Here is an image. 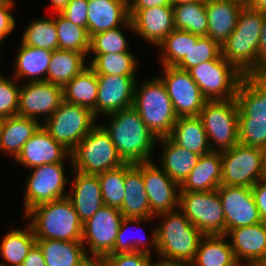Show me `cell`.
<instances>
[{
	"instance_id": "1",
	"label": "cell",
	"mask_w": 266,
	"mask_h": 266,
	"mask_svg": "<svg viewBox=\"0 0 266 266\" xmlns=\"http://www.w3.org/2000/svg\"><path fill=\"white\" fill-rule=\"evenodd\" d=\"M158 216L164 223L154 228L151 243L161 257L159 262L189 266L203 234L181 211H168Z\"/></svg>"
},
{
	"instance_id": "2",
	"label": "cell",
	"mask_w": 266,
	"mask_h": 266,
	"mask_svg": "<svg viewBox=\"0 0 266 266\" xmlns=\"http://www.w3.org/2000/svg\"><path fill=\"white\" fill-rule=\"evenodd\" d=\"M235 98L239 143L266 151V75L243 76Z\"/></svg>"
},
{
	"instance_id": "3",
	"label": "cell",
	"mask_w": 266,
	"mask_h": 266,
	"mask_svg": "<svg viewBox=\"0 0 266 266\" xmlns=\"http://www.w3.org/2000/svg\"><path fill=\"white\" fill-rule=\"evenodd\" d=\"M107 116L110 117V123L102 126L110 135L122 160L131 164L151 161L158 138L143 122L138 111L131 106Z\"/></svg>"
},
{
	"instance_id": "4",
	"label": "cell",
	"mask_w": 266,
	"mask_h": 266,
	"mask_svg": "<svg viewBox=\"0 0 266 266\" xmlns=\"http://www.w3.org/2000/svg\"><path fill=\"white\" fill-rule=\"evenodd\" d=\"M264 15L246 4L234 31L221 45L222 57L243 76L257 75V52Z\"/></svg>"
},
{
	"instance_id": "5",
	"label": "cell",
	"mask_w": 266,
	"mask_h": 266,
	"mask_svg": "<svg viewBox=\"0 0 266 266\" xmlns=\"http://www.w3.org/2000/svg\"><path fill=\"white\" fill-rule=\"evenodd\" d=\"M36 239L82 241L83 223L68 197L32 207L25 214Z\"/></svg>"
},
{
	"instance_id": "6",
	"label": "cell",
	"mask_w": 266,
	"mask_h": 266,
	"mask_svg": "<svg viewBox=\"0 0 266 266\" xmlns=\"http://www.w3.org/2000/svg\"><path fill=\"white\" fill-rule=\"evenodd\" d=\"M144 82L139 87L135 86L132 106L157 138L168 137L178 116L165 85L158 76Z\"/></svg>"
},
{
	"instance_id": "7",
	"label": "cell",
	"mask_w": 266,
	"mask_h": 266,
	"mask_svg": "<svg viewBox=\"0 0 266 266\" xmlns=\"http://www.w3.org/2000/svg\"><path fill=\"white\" fill-rule=\"evenodd\" d=\"M70 155L73 170L84 174L97 175L125 164L110 135L100 124L76 145Z\"/></svg>"
},
{
	"instance_id": "8",
	"label": "cell",
	"mask_w": 266,
	"mask_h": 266,
	"mask_svg": "<svg viewBox=\"0 0 266 266\" xmlns=\"http://www.w3.org/2000/svg\"><path fill=\"white\" fill-rule=\"evenodd\" d=\"M221 185L251 188L266 179V151L238 143L221 152Z\"/></svg>"
},
{
	"instance_id": "9",
	"label": "cell",
	"mask_w": 266,
	"mask_h": 266,
	"mask_svg": "<svg viewBox=\"0 0 266 266\" xmlns=\"http://www.w3.org/2000/svg\"><path fill=\"white\" fill-rule=\"evenodd\" d=\"M239 107L236 98L207 100L198 115L212 151H225L239 143ZM213 142L217 145L216 149Z\"/></svg>"
},
{
	"instance_id": "10",
	"label": "cell",
	"mask_w": 266,
	"mask_h": 266,
	"mask_svg": "<svg viewBox=\"0 0 266 266\" xmlns=\"http://www.w3.org/2000/svg\"><path fill=\"white\" fill-rule=\"evenodd\" d=\"M93 111L62 101L59 108L42 124V127L58 143L70 152L96 126Z\"/></svg>"
},
{
	"instance_id": "11",
	"label": "cell",
	"mask_w": 266,
	"mask_h": 266,
	"mask_svg": "<svg viewBox=\"0 0 266 266\" xmlns=\"http://www.w3.org/2000/svg\"><path fill=\"white\" fill-rule=\"evenodd\" d=\"M179 193L178 207L203 235L226 234L225 215L217 189Z\"/></svg>"
},
{
	"instance_id": "12",
	"label": "cell",
	"mask_w": 266,
	"mask_h": 266,
	"mask_svg": "<svg viewBox=\"0 0 266 266\" xmlns=\"http://www.w3.org/2000/svg\"><path fill=\"white\" fill-rule=\"evenodd\" d=\"M207 100H228L236 96L243 75L222 56L188 70Z\"/></svg>"
},
{
	"instance_id": "13",
	"label": "cell",
	"mask_w": 266,
	"mask_h": 266,
	"mask_svg": "<svg viewBox=\"0 0 266 266\" xmlns=\"http://www.w3.org/2000/svg\"><path fill=\"white\" fill-rule=\"evenodd\" d=\"M123 218L118 208L104 205L83 223L82 243L87 256L105 257L114 250ZM86 245L91 255L87 252Z\"/></svg>"
},
{
	"instance_id": "14",
	"label": "cell",
	"mask_w": 266,
	"mask_h": 266,
	"mask_svg": "<svg viewBox=\"0 0 266 266\" xmlns=\"http://www.w3.org/2000/svg\"><path fill=\"white\" fill-rule=\"evenodd\" d=\"M31 169L33 171L28 176L23 199L25 213L36 205L68 196L63 193L68 182L63 162L43 164Z\"/></svg>"
},
{
	"instance_id": "15",
	"label": "cell",
	"mask_w": 266,
	"mask_h": 266,
	"mask_svg": "<svg viewBox=\"0 0 266 266\" xmlns=\"http://www.w3.org/2000/svg\"><path fill=\"white\" fill-rule=\"evenodd\" d=\"M163 68L164 75L159 78L165 85L176 115L198 116L207 99L189 72L176 66H163Z\"/></svg>"
},
{
	"instance_id": "16",
	"label": "cell",
	"mask_w": 266,
	"mask_h": 266,
	"mask_svg": "<svg viewBox=\"0 0 266 266\" xmlns=\"http://www.w3.org/2000/svg\"><path fill=\"white\" fill-rule=\"evenodd\" d=\"M217 191L225 215L226 233L233 228L262 222L251 188L220 185Z\"/></svg>"
},
{
	"instance_id": "17",
	"label": "cell",
	"mask_w": 266,
	"mask_h": 266,
	"mask_svg": "<svg viewBox=\"0 0 266 266\" xmlns=\"http://www.w3.org/2000/svg\"><path fill=\"white\" fill-rule=\"evenodd\" d=\"M142 178L145 185L151 213L158 214L174 211L179 206L180 185L153 161L142 162Z\"/></svg>"
},
{
	"instance_id": "18",
	"label": "cell",
	"mask_w": 266,
	"mask_h": 266,
	"mask_svg": "<svg viewBox=\"0 0 266 266\" xmlns=\"http://www.w3.org/2000/svg\"><path fill=\"white\" fill-rule=\"evenodd\" d=\"M63 101V87L48 81L28 82L20 87L18 116L49 118Z\"/></svg>"
},
{
	"instance_id": "19",
	"label": "cell",
	"mask_w": 266,
	"mask_h": 266,
	"mask_svg": "<svg viewBox=\"0 0 266 266\" xmlns=\"http://www.w3.org/2000/svg\"><path fill=\"white\" fill-rule=\"evenodd\" d=\"M97 78L96 118L101 113L107 116L133 105L135 76L97 75Z\"/></svg>"
},
{
	"instance_id": "20",
	"label": "cell",
	"mask_w": 266,
	"mask_h": 266,
	"mask_svg": "<svg viewBox=\"0 0 266 266\" xmlns=\"http://www.w3.org/2000/svg\"><path fill=\"white\" fill-rule=\"evenodd\" d=\"M133 32L156 47L175 28L172 5L147 9H129Z\"/></svg>"
},
{
	"instance_id": "21",
	"label": "cell",
	"mask_w": 266,
	"mask_h": 266,
	"mask_svg": "<svg viewBox=\"0 0 266 266\" xmlns=\"http://www.w3.org/2000/svg\"><path fill=\"white\" fill-rule=\"evenodd\" d=\"M225 235L240 266L255 265L266 256V222L233 228Z\"/></svg>"
},
{
	"instance_id": "22",
	"label": "cell",
	"mask_w": 266,
	"mask_h": 266,
	"mask_svg": "<svg viewBox=\"0 0 266 266\" xmlns=\"http://www.w3.org/2000/svg\"><path fill=\"white\" fill-rule=\"evenodd\" d=\"M70 154L68 149L55 141L41 126L24 144L15 161L25 167L34 168L43 164L64 162L66 156L71 158Z\"/></svg>"
},
{
	"instance_id": "23",
	"label": "cell",
	"mask_w": 266,
	"mask_h": 266,
	"mask_svg": "<svg viewBox=\"0 0 266 266\" xmlns=\"http://www.w3.org/2000/svg\"><path fill=\"white\" fill-rule=\"evenodd\" d=\"M132 29L128 0H88L87 32L92 35L117 28Z\"/></svg>"
},
{
	"instance_id": "24",
	"label": "cell",
	"mask_w": 266,
	"mask_h": 266,
	"mask_svg": "<svg viewBox=\"0 0 266 266\" xmlns=\"http://www.w3.org/2000/svg\"><path fill=\"white\" fill-rule=\"evenodd\" d=\"M73 172L72 191L67 193V197L71 200L79 220L85 223L104 206L100 183L97 175L76 170Z\"/></svg>"
},
{
	"instance_id": "25",
	"label": "cell",
	"mask_w": 266,
	"mask_h": 266,
	"mask_svg": "<svg viewBox=\"0 0 266 266\" xmlns=\"http://www.w3.org/2000/svg\"><path fill=\"white\" fill-rule=\"evenodd\" d=\"M125 196L119 208L125 218H152L144 181L142 163H125Z\"/></svg>"
},
{
	"instance_id": "26",
	"label": "cell",
	"mask_w": 266,
	"mask_h": 266,
	"mask_svg": "<svg viewBox=\"0 0 266 266\" xmlns=\"http://www.w3.org/2000/svg\"><path fill=\"white\" fill-rule=\"evenodd\" d=\"M245 5L242 0H206L207 36L222 45L234 31Z\"/></svg>"
},
{
	"instance_id": "27",
	"label": "cell",
	"mask_w": 266,
	"mask_h": 266,
	"mask_svg": "<svg viewBox=\"0 0 266 266\" xmlns=\"http://www.w3.org/2000/svg\"><path fill=\"white\" fill-rule=\"evenodd\" d=\"M222 178L221 152L201 155L178 192L213 191L220 187Z\"/></svg>"
},
{
	"instance_id": "28",
	"label": "cell",
	"mask_w": 266,
	"mask_h": 266,
	"mask_svg": "<svg viewBox=\"0 0 266 266\" xmlns=\"http://www.w3.org/2000/svg\"><path fill=\"white\" fill-rule=\"evenodd\" d=\"M41 126L37 119L18 115L3 119L0 127V151L13 155L15 160L24 144Z\"/></svg>"
},
{
	"instance_id": "29",
	"label": "cell",
	"mask_w": 266,
	"mask_h": 266,
	"mask_svg": "<svg viewBox=\"0 0 266 266\" xmlns=\"http://www.w3.org/2000/svg\"><path fill=\"white\" fill-rule=\"evenodd\" d=\"M168 137L176 145L191 152L200 155L212 152L205 128L199 116L178 117Z\"/></svg>"
},
{
	"instance_id": "30",
	"label": "cell",
	"mask_w": 266,
	"mask_h": 266,
	"mask_svg": "<svg viewBox=\"0 0 266 266\" xmlns=\"http://www.w3.org/2000/svg\"><path fill=\"white\" fill-rule=\"evenodd\" d=\"M162 145V169L176 183L181 185L197 164L200 154L176 145L169 137L158 138Z\"/></svg>"
},
{
	"instance_id": "31",
	"label": "cell",
	"mask_w": 266,
	"mask_h": 266,
	"mask_svg": "<svg viewBox=\"0 0 266 266\" xmlns=\"http://www.w3.org/2000/svg\"><path fill=\"white\" fill-rule=\"evenodd\" d=\"M46 266H81L88 257L82 241L36 239Z\"/></svg>"
},
{
	"instance_id": "32",
	"label": "cell",
	"mask_w": 266,
	"mask_h": 266,
	"mask_svg": "<svg viewBox=\"0 0 266 266\" xmlns=\"http://www.w3.org/2000/svg\"><path fill=\"white\" fill-rule=\"evenodd\" d=\"M223 235H203L189 266H240Z\"/></svg>"
},
{
	"instance_id": "33",
	"label": "cell",
	"mask_w": 266,
	"mask_h": 266,
	"mask_svg": "<svg viewBox=\"0 0 266 266\" xmlns=\"http://www.w3.org/2000/svg\"><path fill=\"white\" fill-rule=\"evenodd\" d=\"M19 47L15 58L14 78L21 80L30 77L28 82L47 81V69L51 61L52 51L27 46L22 42Z\"/></svg>"
},
{
	"instance_id": "34",
	"label": "cell",
	"mask_w": 266,
	"mask_h": 266,
	"mask_svg": "<svg viewBox=\"0 0 266 266\" xmlns=\"http://www.w3.org/2000/svg\"><path fill=\"white\" fill-rule=\"evenodd\" d=\"M98 96L97 74L88 66L63 87V100L86 107L96 116Z\"/></svg>"
},
{
	"instance_id": "35",
	"label": "cell",
	"mask_w": 266,
	"mask_h": 266,
	"mask_svg": "<svg viewBox=\"0 0 266 266\" xmlns=\"http://www.w3.org/2000/svg\"><path fill=\"white\" fill-rule=\"evenodd\" d=\"M85 53L56 49L52 51L47 69V81L64 87L74 76L89 65L85 64Z\"/></svg>"
},
{
	"instance_id": "36",
	"label": "cell",
	"mask_w": 266,
	"mask_h": 266,
	"mask_svg": "<svg viewBox=\"0 0 266 266\" xmlns=\"http://www.w3.org/2000/svg\"><path fill=\"white\" fill-rule=\"evenodd\" d=\"M174 24L177 30H183L207 36L208 17L206 12V0L174 5Z\"/></svg>"
},
{
	"instance_id": "37",
	"label": "cell",
	"mask_w": 266,
	"mask_h": 266,
	"mask_svg": "<svg viewBox=\"0 0 266 266\" xmlns=\"http://www.w3.org/2000/svg\"><path fill=\"white\" fill-rule=\"evenodd\" d=\"M35 243L36 237L30 225L25 230L13 229L3 237L0 254L11 266H22L28 251Z\"/></svg>"
},
{
	"instance_id": "38",
	"label": "cell",
	"mask_w": 266,
	"mask_h": 266,
	"mask_svg": "<svg viewBox=\"0 0 266 266\" xmlns=\"http://www.w3.org/2000/svg\"><path fill=\"white\" fill-rule=\"evenodd\" d=\"M54 21L58 36V49L85 53L88 56L90 37L87 30L67 20L61 13H57Z\"/></svg>"
},
{
	"instance_id": "39",
	"label": "cell",
	"mask_w": 266,
	"mask_h": 266,
	"mask_svg": "<svg viewBox=\"0 0 266 266\" xmlns=\"http://www.w3.org/2000/svg\"><path fill=\"white\" fill-rule=\"evenodd\" d=\"M136 58L131 52L94 54L89 67L97 75L135 76Z\"/></svg>"
},
{
	"instance_id": "40",
	"label": "cell",
	"mask_w": 266,
	"mask_h": 266,
	"mask_svg": "<svg viewBox=\"0 0 266 266\" xmlns=\"http://www.w3.org/2000/svg\"><path fill=\"white\" fill-rule=\"evenodd\" d=\"M22 43L36 48L54 51L58 49L56 24L53 19L40 18L31 21L22 35Z\"/></svg>"
},
{
	"instance_id": "41",
	"label": "cell",
	"mask_w": 266,
	"mask_h": 266,
	"mask_svg": "<svg viewBox=\"0 0 266 266\" xmlns=\"http://www.w3.org/2000/svg\"><path fill=\"white\" fill-rule=\"evenodd\" d=\"M222 56L221 45L208 36H199L191 33V49L188 54L176 65L181 70L190 68L205 61L215 60Z\"/></svg>"
},
{
	"instance_id": "42",
	"label": "cell",
	"mask_w": 266,
	"mask_h": 266,
	"mask_svg": "<svg viewBox=\"0 0 266 266\" xmlns=\"http://www.w3.org/2000/svg\"><path fill=\"white\" fill-rule=\"evenodd\" d=\"M105 206L120 208L125 196V164L97 174Z\"/></svg>"
},
{
	"instance_id": "43",
	"label": "cell",
	"mask_w": 266,
	"mask_h": 266,
	"mask_svg": "<svg viewBox=\"0 0 266 266\" xmlns=\"http://www.w3.org/2000/svg\"><path fill=\"white\" fill-rule=\"evenodd\" d=\"M162 50V66H176L191 49V32L174 29L157 46Z\"/></svg>"
},
{
	"instance_id": "44",
	"label": "cell",
	"mask_w": 266,
	"mask_h": 266,
	"mask_svg": "<svg viewBox=\"0 0 266 266\" xmlns=\"http://www.w3.org/2000/svg\"><path fill=\"white\" fill-rule=\"evenodd\" d=\"M94 54L130 52L126 36L120 26L96 33L90 37V49Z\"/></svg>"
},
{
	"instance_id": "45",
	"label": "cell",
	"mask_w": 266,
	"mask_h": 266,
	"mask_svg": "<svg viewBox=\"0 0 266 266\" xmlns=\"http://www.w3.org/2000/svg\"><path fill=\"white\" fill-rule=\"evenodd\" d=\"M13 78L0 76V118L5 119L18 114L19 84Z\"/></svg>"
},
{
	"instance_id": "46",
	"label": "cell",
	"mask_w": 266,
	"mask_h": 266,
	"mask_svg": "<svg viewBox=\"0 0 266 266\" xmlns=\"http://www.w3.org/2000/svg\"><path fill=\"white\" fill-rule=\"evenodd\" d=\"M152 218H123L120 229L118 231V234L116 236V240H115V245H114V250L111 253H126V252H134V251H141V252H145L148 254H151L152 249L148 248V245H144L145 242L141 240L138 241H134L132 240V242L130 240H126V237L124 236L126 232V230L128 229V227L130 226V224H138V223H142L143 221H149ZM127 235V234H126Z\"/></svg>"
},
{
	"instance_id": "47",
	"label": "cell",
	"mask_w": 266,
	"mask_h": 266,
	"mask_svg": "<svg viewBox=\"0 0 266 266\" xmlns=\"http://www.w3.org/2000/svg\"><path fill=\"white\" fill-rule=\"evenodd\" d=\"M151 254L134 251L126 253H110L105 256L111 266H154L157 262H152Z\"/></svg>"
},
{
	"instance_id": "48",
	"label": "cell",
	"mask_w": 266,
	"mask_h": 266,
	"mask_svg": "<svg viewBox=\"0 0 266 266\" xmlns=\"http://www.w3.org/2000/svg\"><path fill=\"white\" fill-rule=\"evenodd\" d=\"M60 13L67 20L87 30L88 0H71Z\"/></svg>"
},
{
	"instance_id": "49",
	"label": "cell",
	"mask_w": 266,
	"mask_h": 266,
	"mask_svg": "<svg viewBox=\"0 0 266 266\" xmlns=\"http://www.w3.org/2000/svg\"><path fill=\"white\" fill-rule=\"evenodd\" d=\"M14 0H0V45L15 28V19L11 13Z\"/></svg>"
},
{
	"instance_id": "50",
	"label": "cell",
	"mask_w": 266,
	"mask_h": 266,
	"mask_svg": "<svg viewBox=\"0 0 266 266\" xmlns=\"http://www.w3.org/2000/svg\"><path fill=\"white\" fill-rule=\"evenodd\" d=\"M251 189L259 216L262 222H266V179L258 181Z\"/></svg>"
},
{
	"instance_id": "51",
	"label": "cell",
	"mask_w": 266,
	"mask_h": 266,
	"mask_svg": "<svg viewBox=\"0 0 266 266\" xmlns=\"http://www.w3.org/2000/svg\"><path fill=\"white\" fill-rule=\"evenodd\" d=\"M257 75H266V14L263 19L257 52Z\"/></svg>"
},
{
	"instance_id": "52",
	"label": "cell",
	"mask_w": 266,
	"mask_h": 266,
	"mask_svg": "<svg viewBox=\"0 0 266 266\" xmlns=\"http://www.w3.org/2000/svg\"><path fill=\"white\" fill-rule=\"evenodd\" d=\"M22 266H46L43 253L36 243L28 251Z\"/></svg>"
},
{
	"instance_id": "53",
	"label": "cell",
	"mask_w": 266,
	"mask_h": 266,
	"mask_svg": "<svg viewBox=\"0 0 266 266\" xmlns=\"http://www.w3.org/2000/svg\"><path fill=\"white\" fill-rule=\"evenodd\" d=\"M163 5H172L171 0H128L129 9H147Z\"/></svg>"
},
{
	"instance_id": "54",
	"label": "cell",
	"mask_w": 266,
	"mask_h": 266,
	"mask_svg": "<svg viewBox=\"0 0 266 266\" xmlns=\"http://www.w3.org/2000/svg\"><path fill=\"white\" fill-rule=\"evenodd\" d=\"M81 266H111L106 257L88 256Z\"/></svg>"
},
{
	"instance_id": "55",
	"label": "cell",
	"mask_w": 266,
	"mask_h": 266,
	"mask_svg": "<svg viewBox=\"0 0 266 266\" xmlns=\"http://www.w3.org/2000/svg\"><path fill=\"white\" fill-rule=\"evenodd\" d=\"M246 4L255 10H260L266 14V0H247Z\"/></svg>"
},
{
	"instance_id": "56",
	"label": "cell",
	"mask_w": 266,
	"mask_h": 266,
	"mask_svg": "<svg viewBox=\"0 0 266 266\" xmlns=\"http://www.w3.org/2000/svg\"><path fill=\"white\" fill-rule=\"evenodd\" d=\"M71 0H50L56 13H60Z\"/></svg>"
},
{
	"instance_id": "57",
	"label": "cell",
	"mask_w": 266,
	"mask_h": 266,
	"mask_svg": "<svg viewBox=\"0 0 266 266\" xmlns=\"http://www.w3.org/2000/svg\"><path fill=\"white\" fill-rule=\"evenodd\" d=\"M195 1H202V0H171L172 6L178 5L181 3H189V2H195Z\"/></svg>"
},
{
	"instance_id": "58",
	"label": "cell",
	"mask_w": 266,
	"mask_h": 266,
	"mask_svg": "<svg viewBox=\"0 0 266 266\" xmlns=\"http://www.w3.org/2000/svg\"><path fill=\"white\" fill-rule=\"evenodd\" d=\"M154 266H185V265L163 263L157 260V263Z\"/></svg>"
},
{
	"instance_id": "59",
	"label": "cell",
	"mask_w": 266,
	"mask_h": 266,
	"mask_svg": "<svg viewBox=\"0 0 266 266\" xmlns=\"http://www.w3.org/2000/svg\"><path fill=\"white\" fill-rule=\"evenodd\" d=\"M255 266H266V256L263 257Z\"/></svg>"
},
{
	"instance_id": "60",
	"label": "cell",
	"mask_w": 266,
	"mask_h": 266,
	"mask_svg": "<svg viewBox=\"0 0 266 266\" xmlns=\"http://www.w3.org/2000/svg\"><path fill=\"white\" fill-rule=\"evenodd\" d=\"M0 266H9L8 264L0 262Z\"/></svg>"
}]
</instances>
